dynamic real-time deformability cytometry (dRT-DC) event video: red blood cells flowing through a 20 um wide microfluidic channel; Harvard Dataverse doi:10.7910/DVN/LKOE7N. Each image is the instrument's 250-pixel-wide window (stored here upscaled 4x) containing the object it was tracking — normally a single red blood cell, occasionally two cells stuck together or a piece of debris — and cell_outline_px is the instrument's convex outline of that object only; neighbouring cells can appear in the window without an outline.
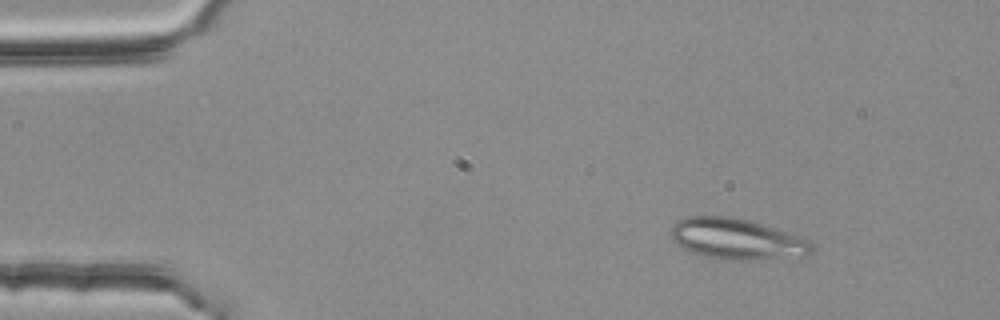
{"species": "common noctule bat (a hibernating species)", "species_latin": "Nyctalus noctula", "temperature_condition": "room temperature", "stored_images_in_passage": 3, "camera_frame_rate_fps": 3000, "um_per_image_px": 0.085, "animal": {"sex": "female", "body_mass_g": 25.1}, "frame": {"image": 1, "passage_image": 1, "time_ms": 0.0, "image_size_px": [1000, 320], "cell_outline_px": [[812, 252], [808, 256], [748, 260], [732, 260], [704, 256], [680, 248], [672, 240], [668, 232], [672, 224], [688, 216], [732, 216], [748, 220], [808, 240], [812, 244]], "centroid_in_image_um": [62.55, 20.32], "position_along_channel_um": 22.5, "area_um2": 33.47}}